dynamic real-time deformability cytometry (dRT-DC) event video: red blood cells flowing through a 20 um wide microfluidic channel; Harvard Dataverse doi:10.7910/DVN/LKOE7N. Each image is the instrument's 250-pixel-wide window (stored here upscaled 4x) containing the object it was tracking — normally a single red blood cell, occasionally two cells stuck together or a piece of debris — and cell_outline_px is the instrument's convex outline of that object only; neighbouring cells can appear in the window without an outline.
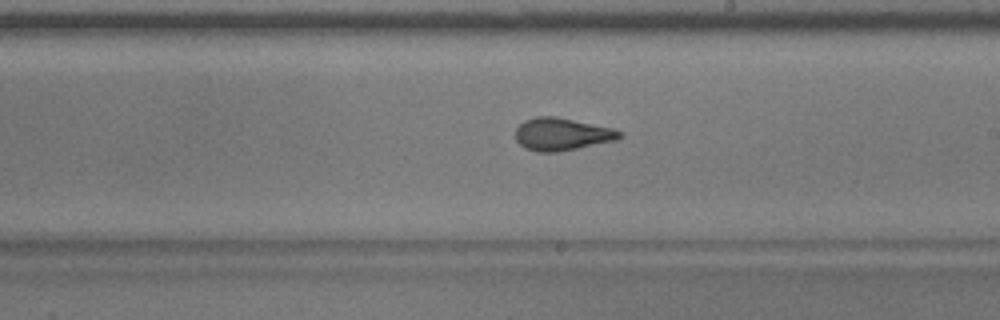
{"species": "common noctule bat (a hibernating species)", "species_latin": "Nyctalus noctula", "temperature_condition": "warm", "stored_images_in_passage": 54, "camera_frame_rate_fps": 3000, "um_per_image_px": 0.085, "animal": {"sex": "male", "body_mass_g": 17.9}, "frame": {"image": 1, "passage_image": 31, "time_ms": 10.0, "image_size_px": [1000, 320], "cell_outline_px": [[624, 136], [616, 140], [556, 152], [536, 152], [524, 148], [516, 140], [516, 128], [524, 120], [536, 116], [556, 116], [612, 128], [624, 132]], "centroid_in_image_um": [47.75, 11.4], "position_along_channel_um": 241.2, "area_um2": 19.77}, "authors_computed_cell_mechanics": {"area_um2": 19.7965, "velocity_mm_per_s": 3.7082, "shape_relaxation_time_tau1_ms": 4.0583, "shape_relaxation_time_tau2_ms": 1.5354, "deformation_change_tau1": 0.1428, "deformation_change_tau2": 0.0795}}